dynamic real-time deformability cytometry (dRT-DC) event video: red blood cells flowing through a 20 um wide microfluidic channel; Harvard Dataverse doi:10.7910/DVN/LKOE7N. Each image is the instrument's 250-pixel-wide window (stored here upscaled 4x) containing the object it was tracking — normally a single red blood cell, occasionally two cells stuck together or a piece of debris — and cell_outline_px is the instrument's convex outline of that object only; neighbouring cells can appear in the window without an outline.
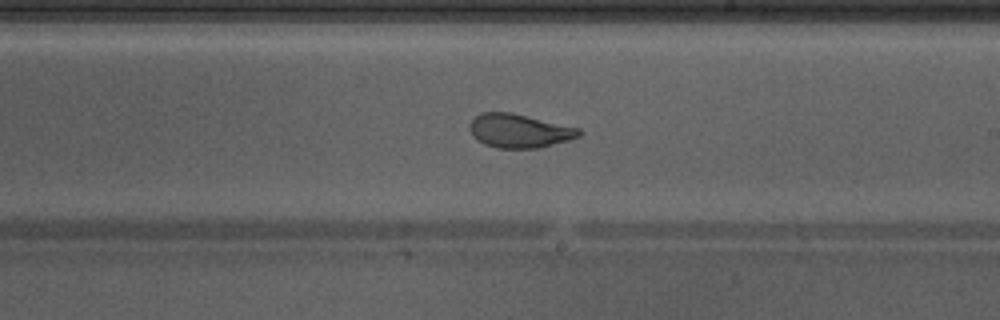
{"species": "Egyptian fruit bat (a non-hibernating species)", "species_latin": "Rousettus aegyptiacus", "temperature_condition": "warm", "stored_images_in_passage": 49, "camera_frame_rate_fps": 3000, "um_per_image_px": 0.085, "animal": {"sex": "male"}, "frame": {"image": 1, "passage_image": 28, "time_ms": 9.0, "image_size_px": [1000, 320], "cell_outline_px": [[584, 132], [580, 136], [568, 140], [540, 148], [496, 148], [484, 144], [476, 140], [468, 128], [468, 124], [480, 112], [512, 112], [580, 128]], "centroid_in_image_um": [44.13, 11.12], "position_along_channel_um": 244.9, "area_um2": 21.79}, "authors_computed_cell_mechanics": {"area_um2": 24.565, "velocity_mm_per_s": 4.2749, "shape_relaxation_time_tau1_ms": 3.3414, "shape_relaxation_time_tau2_ms": 0.5411, "deformation_change_tau1": 0.1604, "deformation_change_tau2": 0.0661}}